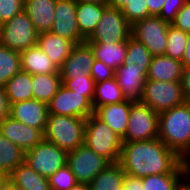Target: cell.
Segmentation results:
<instances>
[{
	"instance_id": "1",
	"label": "cell",
	"mask_w": 190,
	"mask_h": 190,
	"mask_svg": "<svg viewBox=\"0 0 190 190\" xmlns=\"http://www.w3.org/2000/svg\"><path fill=\"white\" fill-rule=\"evenodd\" d=\"M118 163L126 175L135 178L165 173H190V162L183 160L159 138L122 142Z\"/></svg>"
},
{
	"instance_id": "2",
	"label": "cell",
	"mask_w": 190,
	"mask_h": 190,
	"mask_svg": "<svg viewBox=\"0 0 190 190\" xmlns=\"http://www.w3.org/2000/svg\"><path fill=\"white\" fill-rule=\"evenodd\" d=\"M158 138L183 160L190 162L189 101L159 113Z\"/></svg>"
},
{
	"instance_id": "3",
	"label": "cell",
	"mask_w": 190,
	"mask_h": 190,
	"mask_svg": "<svg viewBox=\"0 0 190 190\" xmlns=\"http://www.w3.org/2000/svg\"><path fill=\"white\" fill-rule=\"evenodd\" d=\"M85 118L48 114L44 139L70 152L84 144Z\"/></svg>"
},
{
	"instance_id": "4",
	"label": "cell",
	"mask_w": 190,
	"mask_h": 190,
	"mask_svg": "<svg viewBox=\"0 0 190 190\" xmlns=\"http://www.w3.org/2000/svg\"><path fill=\"white\" fill-rule=\"evenodd\" d=\"M84 144L110 163H118L122 139L94 114L86 119Z\"/></svg>"
},
{
	"instance_id": "5",
	"label": "cell",
	"mask_w": 190,
	"mask_h": 190,
	"mask_svg": "<svg viewBox=\"0 0 190 190\" xmlns=\"http://www.w3.org/2000/svg\"><path fill=\"white\" fill-rule=\"evenodd\" d=\"M38 33L33 22L23 10L0 25V45L22 52L37 45Z\"/></svg>"
},
{
	"instance_id": "6",
	"label": "cell",
	"mask_w": 190,
	"mask_h": 190,
	"mask_svg": "<svg viewBox=\"0 0 190 190\" xmlns=\"http://www.w3.org/2000/svg\"><path fill=\"white\" fill-rule=\"evenodd\" d=\"M181 82H164L146 79L141 103L148 105L155 112L171 109L184 103Z\"/></svg>"
},
{
	"instance_id": "7",
	"label": "cell",
	"mask_w": 190,
	"mask_h": 190,
	"mask_svg": "<svg viewBox=\"0 0 190 190\" xmlns=\"http://www.w3.org/2000/svg\"><path fill=\"white\" fill-rule=\"evenodd\" d=\"M159 113L141 102H134L122 142H136L158 138Z\"/></svg>"
},
{
	"instance_id": "8",
	"label": "cell",
	"mask_w": 190,
	"mask_h": 190,
	"mask_svg": "<svg viewBox=\"0 0 190 190\" xmlns=\"http://www.w3.org/2000/svg\"><path fill=\"white\" fill-rule=\"evenodd\" d=\"M68 152L46 139L25 152L24 161L41 176L49 178L67 164Z\"/></svg>"
},
{
	"instance_id": "9",
	"label": "cell",
	"mask_w": 190,
	"mask_h": 190,
	"mask_svg": "<svg viewBox=\"0 0 190 190\" xmlns=\"http://www.w3.org/2000/svg\"><path fill=\"white\" fill-rule=\"evenodd\" d=\"M132 25L121 10L107 7L98 22L95 31L86 40L88 43H119L131 36Z\"/></svg>"
},
{
	"instance_id": "10",
	"label": "cell",
	"mask_w": 190,
	"mask_h": 190,
	"mask_svg": "<svg viewBox=\"0 0 190 190\" xmlns=\"http://www.w3.org/2000/svg\"><path fill=\"white\" fill-rule=\"evenodd\" d=\"M170 23L158 16H150L132 25L131 36L143 43L153 56L164 55Z\"/></svg>"
},
{
	"instance_id": "11",
	"label": "cell",
	"mask_w": 190,
	"mask_h": 190,
	"mask_svg": "<svg viewBox=\"0 0 190 190\" xmlns=\"http://www.w3.org/2000/svg\"><path fill=\"white\" fill-rule=\"evenodd\" d=\"M110 162L85 144L68 152L67 165L75 175L77 183L90 184Z\"/></svg>"
},
{
	"instance_id": "12",
	"label": "cell",
	"mask_w": 190,
	"mask_h": 190,
	"mask_svg": "<svg viewBox=\"0 0 190 190\" xmlns=\"http://www.w3.org/2000/svg\"><path fill=\"white\" fill-rule=\"evenodd\" d=\"M48 105V113L87 119L94 114L92 101L61 85Z\"/></svg>"
},
{
	"instance_id": "13",
	"label": "cell",
	"mask_w": 190,
	"mask_h": 190,
	"mask_svg": "<svg viewBox=\"0 0 190 190\" xmlns=\"http://www.w3.org/2000/svg\"><path fill=\"white\" fill-rule=\"evenodd\" d=\"M77 0H56L55 19L50 32L72 41L74 44L85 42L76 19Z\"/></svg>"
},
{
	"instance_id": "14",
	"label": "cell",
	"mask_w": 190,
	"mask_h": 190,
	"mask_svg": "<svg viewBox=\"0 0 190 190\" xmlns=\"http://www.w3.org/2000/svg\"><path fill=\"white\" fill-rule=\"evenodd\" d=\"M149 67L123 64L115 70L114 77L126 100L140 102Z\"/></svg>"
},
{
	"instance_id": "15",
	"label": "cell",
	"mask_w": 190,
	"mask_h": 190,
	"mask_svg": "<svg viewBox=\"0 0 190 190\" xmlns=\"http://www.w3.org/2000/svg\"><path fill=\"white\" fill-rule=\"evenodd\" d=\"M94 59L93 49L87 41L75 44L69 57L59 68L61 79L91 77L90 71Z\"/></svg>"
},
{
	"instance_id": "16",
	"label": "cell",
	"mask_w": 190,
	"mask_h": 190,
	"mask_svg": "<svg viewBox=\"0 0 190 190\" xmlns=\"http://www.w3.org/2000/svg\"><path fill=\"white\" fill-rule=\"evenodd\" d=\"M48 114V105L35 99L12 103L10 107V116L13 119L39 129L43 134L46 129Z\"/></svg>"
},
{
	"instance_id": "17",
	"label": "cell",
	"mask_w": 190,
	"mask_h": 190,
	"mask_svg": "<svg viewBox=\"0 0 190 190\" xmlns=\"http://www.w3.org/2000/svg\"><path fill=\"white\" fill-rule=\"evenodd\" d=\"M0 133L24 152L44 139V134L39 129L27 126L11 116L0 122Z\"/></svg>"
},
{
	"instance_id": "18",
	"label": "cell",
	"mask_w": 190,
	"mask_h": 190,
	"mask_svg": "<svg viewBox=\"0 0 190 190\" xmlns=\"http://www.w3.org/2000/svg\"><path fill=\"white\" fill-rule=\"evenodd\" d=\"M133 101L125 100L120 103L107 104L97 107L94 115L106 123L121 139L124 138L128 126V118Z\"/></svg>"
},
{
	"instance_id": "19",
	"label": "cell",
	"mask_w": 190,
	"mask_h": 190,
	"mask_svg": "<svg viewBox=\"0 0 190 190\" xmlns=\"http://www.w3.org/2000/svg\"><path fill=\"white\" fill-rule=\"evenodd\" d=\"M56 0H24V11L37 33L50 32L54 23Z\"/></svg>"
},
{
	"instance_id": "20",
	"label": "cell",
	"mask_w": 190,
	"mask_h": 190,
	"mask_svg": "<svg viewBox=\"0 0 190 190\" xmlns=\"http://www.w3.org/2000/svg\"><path fill=\"white\" fill-rule=\"evenodd\" d=\"M183 65L166 55L152 57L147 78L154 81L181 82Z\"/></svg>"
},
{
	"instance_id": "21",
	"label": "cell",
	"mask_w": 190,
	"mask_h": 190,
	"mask_svg": "<svg viewBox=\"0 0 190 190\" xmlns=\"http://www.w3.org/2000/svg\"><path fill=\"white\" fill-rule=\"evenodd\" d=\"M38 46L55 65L60 68L65 60L69 57L74 43L52 32L38 34Z\"/></svg>"
},
{
	"instance_id": "22",
	"label": "cell",
	"mask_w": 190,
	"mask_h": 190,
	"mask_svg": "<svg viewBox=\"0 0 190 190\" xmlns=\"http://www.w3.org/2000/svg\"><path fill=\"white\" fill-rule=\"evenodd\" d=\"M6 178L15 190H51L48 178L38 174L25 161Z\"/></svg>"
},
{
	"instance_id": "23",
	"label": "cell",
	"mask_w": 190,
	"mask_h": 190,
	"mask_svg": "<svg viewBox=\"0 0 190 190\" xmlns=\"http://www.w3.org/2000/svg\"><path fill=\"white\" fill-rule=\"evenodd\" d=\"M20 58L21 70L31 75L59 73V68L38 44L20 52Z\"/></svg>"
},
{
	"instance_id": "24",
	"label": "cell",
	"mask_w": 190,
	"mask_h": 190,
	"mask_svg": "<svg viewBox=\"0 0 190 190\" xmlns=\"http://www.w3.org/2000/svg\"><path fill=\"white\" fill-rule=\"evenodd\" d=\"M107 7L108 5L105 4L77 1L76 19L80 33L86 40L95 31L96 26Z\"/></svg>"
},
{
	"instance_id": "25",
	"label": "cell",
	"mask_w": 190,
	"mask_h": 190,
	"mask_svg": "<svg viewBox=\"0 0 190 190\" xmlns=\"http://www.w3.org/2000/svg\"><path fill=\"white\" fill-rule=\"evenodd\" d=\"M94 57L104 62L113 70L123 65L127 52V41L119 43H89Z\"/></svg>"
},
{
	"instance_id": "26",
	"label": "cell",
	"mask_w": 190,
	"mask_h": 190,
	"mask_svg": "<svg viewBox=\"0 0 190 190\" xmlns=\"http://www.w3.org/2000/svg\"><path fill=\"white\" fill-rule=\"evenodd\" d=\"M4 89L10 105L33 99L32 75L21 70L6 82Z\"/></svg>"
},
{
	"instance_id": "27",
	"label": "cell",
	"mask_w": 190,
	"mask_h": 190,
	"mask_svg": "<svg viewBox=\"0 0 190 190\" xmlns=\"http://www.w3.org/2000/svg\"><path fill=\"white\" fill-rule=\"evenodd\" d=\"M61 85L59 73L32 75L33 99L48 104Z\"/></svg>"
},
{
	"instance_id": "28",
	"label": "cell",
	"mask_w": 190,
	"mask_h": 190,
	"mask_svg": "<svg viewBox=\"0 0 190 190\" xmlns=\"http://www.w3.org/2000/svg\"><path fill=\"white\" fill-rule=\"evenodd\" d=\"M24 158L25 152L0 133V174L7 177Z\"/></svg>"
},
{
	"instance_id": "29",
	"label": "cell",
	"mask_w": 190,
	"mask_h": 190,
	"mask_svg": "<svg viewBox=\"0 0 190 190\" xmlns=\"http://www.w3.org/2000/svg\"><path fill=\"white\" fill-rule=\"evenodd\" d=\"M125 172L119 163H110L89 184L91 190H121Z\"/></svg>"
},
{
	"instance_id": "30",
	"label": "cell",
	"mask_w": 190,
	"mask_h": 190,
	"mask_svg": "<svg viewBox=\"0 0 190 190\" xmlns=\"http://www.w3.org/2000/svg\"><path fill=\"white\" fill-rule=\"evenodd\" d=\"M122 90L115 77L95 84V94L92 101L94 110L107 104L120 103L125 101Z\"/></svg>"
},
{
	"instance_id": "31",
	"label": "cell",
	"mask_w": 190,
	"mask_h": 190,
	"mask_svg": "<svg viewBox=\"0 0 190 190\" xmlns=\"http://www.w3.org/2000/svg\"><path fill=\"white\" fill-rule=\"evenodd\" d=\"M190 173H165L142 178L144 190H177Z\"/></svg>"
},
{
	"instance_id": "32",
	"label": "cell",
	"mask_w": 190,
	"mask_h": 190,
	"mask_svg": "<svg viewBox=\"0 0 190 190\" xmlns=\"http://www.w3.org/2000/svg\"><path fill=\"white\" fill-rule=\"evenodd\" d=\"M21 71L20 52L0 45V88H4L6 82Z\"/></svg>"
},
{
	"instance_id": "33",
	"label": "cell",
	"mask_w": 190,
	"mask_h": 190,
	"mask_svg": "<svg viewBox=\"0 0 190 190\" xmlns=\"http://www.w3.org/2000/svg\"><path fill=\"white\" fill-rule=\"evenodd\" d=\"M187 38V32L175 28L170 24L167 32V48L164 55L169 56L174 60L182 61L187 44Z\"/></svg>"
},
{
	"instance_id": "34",
	"label": "cell",
	"mask_w": 190,
	"mask_h": 190,
	"mask_svg": "<svg viewBox=\"0 0 190 190\" xmlns=\"http://www.w3.org/2000/svg\"><path fill=\"white\" fill-rule=\"evenodd\" d=\"M153 55L145 45L130 36L127 39V52L123 64H135L138 67H149Z\"/></svg>"
},
{
	"instance_id": "35",
	"label": "cell",
	"mask_w": 190,
	"mask_h": 190,
	"mask_svg": "<svg viewBox=\"0 0 190 190\" xmlns=\"http://www.w3.org/2000/svg\"><path fill=\"white\" fill-rule=\"evenodd\" d=\"M62 85L68 90L88 97L93 101L95 94V81L92 77H75V79H61Z\"/></svg>"
},
{
	"instance_id": "36",
	"label": "cell",
	"mask_w": 190,
	"mask_h": 190,
	"mask_svg": "<svg viewBox=\"0 0 190 190\" xmlns=\"http://www.w3.org/2000/svg\"><path fill=\"white\" fill-rule=\"evenodd\" d=\"M51 190H70L76 183L75 175L66 164L48 178Z\"/></svg>"
},
{
	"instance_id": "37",
	"label": "cell",
	"mask_w": 190,
	"mask_h": 190,
	"mask_svg": "<svg viewBox=\"0 0 190 190\" xmlns=\"http://www.w3.org/2000/svg\"><path fill=\"white\" fill-rule=\"evenodd\" d=\"M121 11L131 25L151 16L146 0H129Z\"/></svg>"
},
{
	"instance_id": "38",
	"label": "cell",
	"mask_w": 190,
	"mask_h": 190,
	"mask_svg": "<svg viewBox=\"0 0 190 190\" xmlns=\"http://www.w3.org/2000/svg\"><path fill=\"white\" fill-rule=\"evenodd\" d=\"M24 10V0H0V25Z\"/></svg>"
},
{
	"instance_id": "39",
	"label": "cell",
	"mask_w": 190,
	"mask_h": 190,
	"mask_svg": "<svg viewBox=\"0 0 190 190\" xmlns=\"http://www.w3.org/2000/svg\"><path fill=\"white\" fill-rule=\"evenodd\" d=\"M187 1L188 0H165L158 17L171 24L175 20L178 11Z\"/></svg>"
},
{
	"instance_id": "40",
	"label": "cell",
	"mask_w": 190,
	"mask_h": 190,
	"mask_svg": "<svg viewBox=\"0 0 190 190\" xmlns=\"http://www.w3.org/2000/svg\"><path fill=\"white\" fill-rule=\"evenodd\" d=\"M115 70L107 66L104 62L94 59L91 66L90 75L95 83H101L114 77Z\"/></svg>"
},
{
	"instance_id": "41",
	"label": "cell",
	"mask_w": 190,
	"mask_h": 190,
	"mask_svg": "<svg viewBox=\"0 0 190 190\" xmlns=\"http://www.w3.org/2000/svg\"><path fill=\"white\" fill-rule=\"evenodd\" d=\"M171 25L184 32L190 33V0L178 11Z\"/></svg>"
},
{
	"instance_id": "42",
	"label": "cell",
	"mask_w": 190,
	"mask_h": 190,
	"mask_svg": "<svg viewBox=\"0 0 190 190\" xmlns=\"http://www.w3.org/2000/svg\"><path fill=\"white\" fill-rule=\"evenodd\" d=\"M10 102L4 88H0V122L10 116Z\"/></svg>"
},
{
	"instance_id": "43",
	"label": "cell",
	"mask_w": 190,
	"mask_h": 190,
	"mask_svg": "<svg viewBox=\"0 0 190 190\" xmlns=\"http://www.w3.org/2000/svg\"><path fill=\"white\" fill-rule=\"evenodd\" d=\"M121 190H144L142 178H135L129 175H125Z\"/></svg>"
},
{
	"instance_id": "44",
	"label": "cell",
	"mask_w": 190,
	"mask_h": 190,
	"mask_svg": "<svg viewBox=\"0 0 190 190\" xmlns=\"http://www.w3.org/2000/svg\"><path fill=\"white\" fill-rule=\"evenodd\" d=\"M181 84L185 100L190 102V67L183 68Z\"/></svg>"
},
{
	"instance_id": "45",
	"label": "cell",
	"mask_w": 190,
	"mask_h": 190,
	"mask_svg": "<svg viewBox=\"0 0 190 190\" xmlns=\"http://www.w3.org/2000/svg\"><path fill=\"white\" fill-rule=\"evenodd\" d=\"M149 14L151 16H158L165 0H146Z\"/></svg>"
},
{
	"instance_id": "46",
	"label": "cell",
	"mask_w": 190,
	"mask_h": 190,
	"mask_svg": "<svg viewBox=\"0 0 190 190\" xmlns=\"http://www.w3.org/2000/svg\"><path fill=\"white\" fill-rule=\"evenodd\" d=\"M181 62L184 68L190 67V33H188L187 44Z\"/></svg>"
},
{
	"instance_id": "47",
	"label": "cell",
	"mask_w": 190,
	"mask_h": 190,
	"mask_svg": "<svg viewBox=\"0 0 190 190\" xmlns=\"http://www.w3.org/2000/svg\"><path fill=\"white\" fill-rule=\"evenodd\" d=\"M129 0H108L107 5L112 8L121 10Z\"/></svg>"
},
{
	"instance_id": "48",
	"label": "cell",
	"mask_w": 190,
	"mask_h": 190,
	"mask_svg": "<svg viewBox=\"0 0 190 190\" xmlns=\"http://www.w3.org/2000/svg\"><path fill=\"white\" fill-rule=\"evenodd\" d=\"M0 190H15L14 186L12 183L5 178L1 183H0Z\"/></svg>"
},
{
	"instance_id": "49",
	"label": "cell",
	"mask_w": 190,
	"mask_h": 190,
	"mask_svg": "<svg viewBox=\"0 0 190 190\" xmlns=\"http://www.w3.org/2000/svg\"><path fill=\"white\" fill-rule=\"evenodd\" d=\"M177 190H190V174L183 180Z\"/></svg>"
},
{
	"instance_id": "50",
	"label": "cell",
	"mask_w": 190,
	"mask_h": 190,
	"mask_svg": "<svg viewBox=\"0 0 190 190\" xmlns=\"http://www.w3.org/2000/svg\"><path fill=\"white\" fill-rule=\"evenodd\" d=\"M70 190H91L87 183H76Z\"/></svg>"
},
{
	"instance_id": "51",
	"label": "cell",
	"mask_w": 190,
	"mask_h": 190,
	"mask_svg": "<svg viewBox=\"0 0 190 190\" xmlns=\"http://www.w3.org/2000/svg\"><path fill=\"white\" fill-rule=\"evenodd\" d=\"M77 1H84V2H95L99 4L107 5L108 0H77Z\"/></svg>"
},
{
	"instance_id": "52",
	"label": "cell",
	"mask_w": 190,
	"mask_h": 190,
	"mask_svg": "<svg viewBox=\"0 0 190 190\" xmlns=\"http://www.w3.org/2000/svg\"><path fill=\"white\" fill-rule=\"evenodd\" d=\"M6 177H4V176H2L1 174H0V183L5 179Z\"/></svg>"
}]
</instances>
